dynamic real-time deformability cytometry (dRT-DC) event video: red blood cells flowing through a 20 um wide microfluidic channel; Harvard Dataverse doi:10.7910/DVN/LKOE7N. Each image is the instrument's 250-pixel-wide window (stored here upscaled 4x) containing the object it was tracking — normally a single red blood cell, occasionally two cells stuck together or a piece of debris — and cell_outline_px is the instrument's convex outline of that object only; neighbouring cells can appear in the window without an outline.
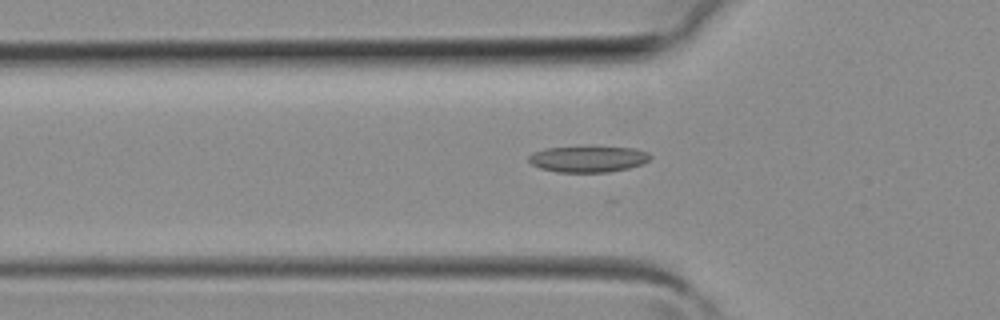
{"species": "common noctule bat (a hibernating species)", "species_latin": "Nyctalus noctula", "temperature_condition": "room temperature", "stored_images_in_passage": 29, "camera_frame_rate_fps": 3000, "um_per_image_px": 0.085, "animal": {"sex": "female", "body_mass_g": 19.3, "forearm_length_mm": 54.1}, "frame": {"image": 1, "passage_image": 7, "time_ms": 2.0, "image_size_px": [1000, 320], "cell_outline_px": [[652, 156], [644, 164], [628, 168], [608, 172], [556, 172], [540, 168], [532, 164], [528, 160], [528, 156], [532, 152], [544, 148], [636, 148], [648, 152]], "centroid_in_image_um": [49.98, 13.53], "position_along_channel_um": 75.8, "area_um2": 18.26}}
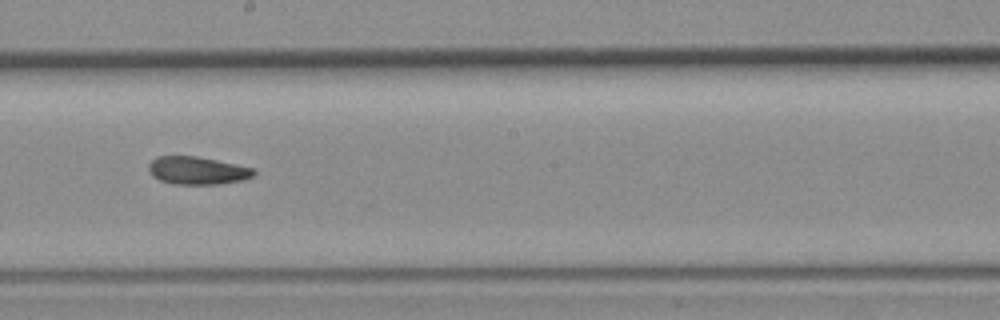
{"frame": {"image": 2, "passage_image": 16, "time_ms": 5.0, "image_size_px": [1000, 320], "cell_outline_px": [[256, 172], [252, 176], [240, 180], [220, 184], [172, 184], [160, 180], [152, 176], [148, 168], [148, 164], [156, 156], [196, 156], [256, 168]], "centroid_in_image_um": [16.76, 14.49], "position_along_channel_um": 231.4, "area_um2": 17.05}}
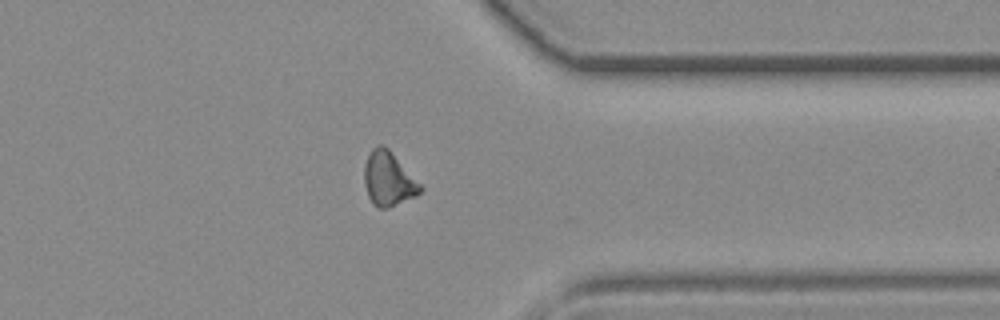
{"frame": {"image": 3, "passage_image": 25, "time_ms": 8.0, "image_size_px": [1000, 320], "cell_outline_px": [[424, 188], [416, 196], [388, 208], [380, 208], [372, 204], [368, 196], [364, 184], [364, 168], [368, 156], [372, 148], [380, 144], [388, 148]], "centroid_in_image_um": [33.01, 15.23], "position_along_channel_um": 378.4, "area_um2": 17.51}}